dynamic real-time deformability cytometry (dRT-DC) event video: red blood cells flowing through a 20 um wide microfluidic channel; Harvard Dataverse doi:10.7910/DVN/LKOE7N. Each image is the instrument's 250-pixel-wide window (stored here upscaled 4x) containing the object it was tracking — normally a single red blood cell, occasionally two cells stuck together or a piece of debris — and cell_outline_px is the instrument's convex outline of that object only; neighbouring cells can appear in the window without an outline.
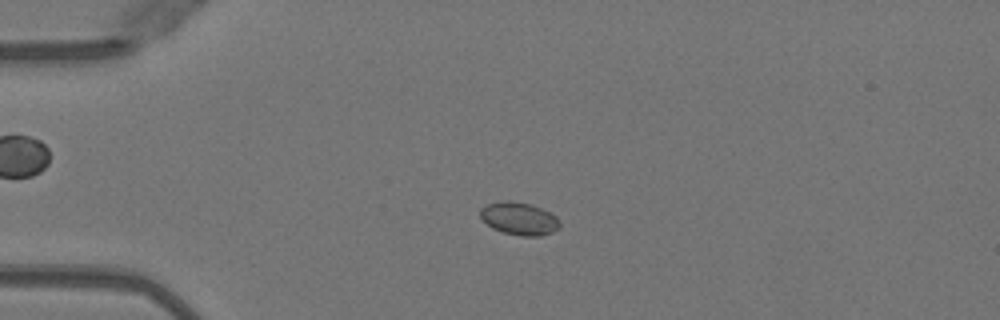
{"species": "Egyptian fruit bat (a non-hibernating species)", "species_latin": "Rousettus aegyptiacus", "temperature_condition": "warm", "stored_images_in_passage": 51, "camera_frame_rate_fps": 3000, "um_per_image_px": 0.085, "animal": {"sex": "female"}, "frame": {"image": 1, "passage_image": 13, "time_ms": 4.0, "image_size_px": [1000, 320], "cell_outline_px": [[560, 228], [552, 232], [540, 236], [520, 236], [504, 232], [492, 228], [480, 216], [480, 208], [488, 204], [504, 200], [508, 200], [528, 204], [540, 208], [556, 216], [560, 220]], "centroid_in_image_um": [44.14, 18.59], "position_along_channel_um": 40.9, "area_um2": 15.03}}
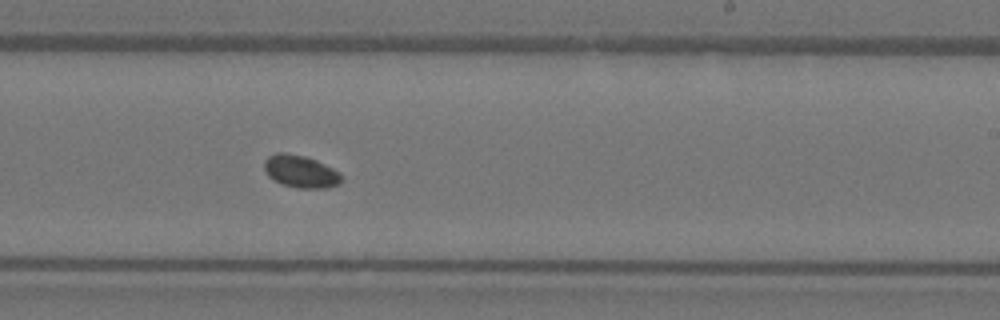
{"frame": {"image": 2, "passage_image": 32, "time_ms": 10.333, "image_size_px": [1000, 320], "cell_outline_px": [[344, 180], [340, 184], [328, 188], [296, 188], [280, 184], [268, 176], [264, 168], [264, 160], [268, 156], [276, 152], [284, 152], [304, 156], [316, 160], [340, 172]], "centroid_in_image_um": [25.56, 14.58], "position_along_channel_um": 263.4, "area_um2": 14.85}}
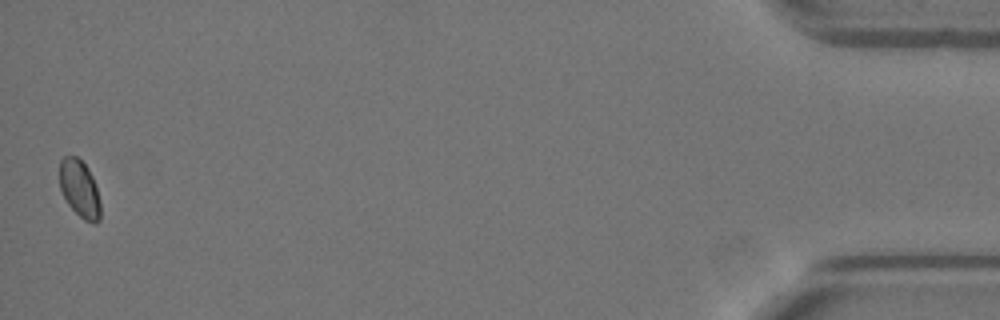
{"frame": {"image": 3, "passage_image": 51, "time_ms": 16.667, "image_size_px": [1000, 320], "cell_outline_px": [[100, 220], [96, 224], [92, 224], [84, 220], [68, 204], [60, 188], [60, 160], [64, 156], [76, 156], [88, 168], [92, 176], [96, 188], [100, 204]], "centroid_in_image_um": [6.77, 16.06], "position_along_channel_um": 428.4, "area_um2": 13.53}}